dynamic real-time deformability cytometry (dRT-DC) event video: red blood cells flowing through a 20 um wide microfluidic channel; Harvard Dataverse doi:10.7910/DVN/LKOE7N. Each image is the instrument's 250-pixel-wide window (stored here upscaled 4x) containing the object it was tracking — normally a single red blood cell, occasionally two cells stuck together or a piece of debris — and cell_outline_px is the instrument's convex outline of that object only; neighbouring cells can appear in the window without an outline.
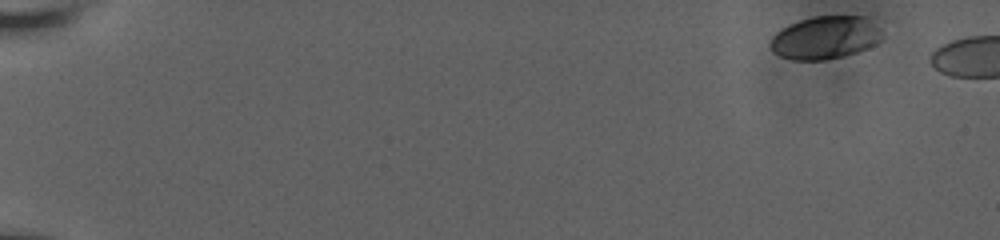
{"species": "human", "species_latin": "Homo sapiens", "temperature_condition": "room temperature", "stored_images_in_passage": 3, "camera_frame_rate_fps": 3000, "um_per_image_px": 0.085, "donor": {"sex": "male"}, "frame": {"image": 1, "passage_image": 1, "time_ms": 0.0, "image_size_px": [1000, 240], "cell_outline_px": [[880, 40], [856, 52], [824, 60], [792, 60], [780, 56], [772, 52], [768, 48], [768, 44], [772, 36], [776, 32], [788, 24], [812, 16], [864, 16], [876, 28]], "centroid_in_image_um": [69.99, 3.2], "position_along_channel_um": 15.0, "area_um2": 27.46}}